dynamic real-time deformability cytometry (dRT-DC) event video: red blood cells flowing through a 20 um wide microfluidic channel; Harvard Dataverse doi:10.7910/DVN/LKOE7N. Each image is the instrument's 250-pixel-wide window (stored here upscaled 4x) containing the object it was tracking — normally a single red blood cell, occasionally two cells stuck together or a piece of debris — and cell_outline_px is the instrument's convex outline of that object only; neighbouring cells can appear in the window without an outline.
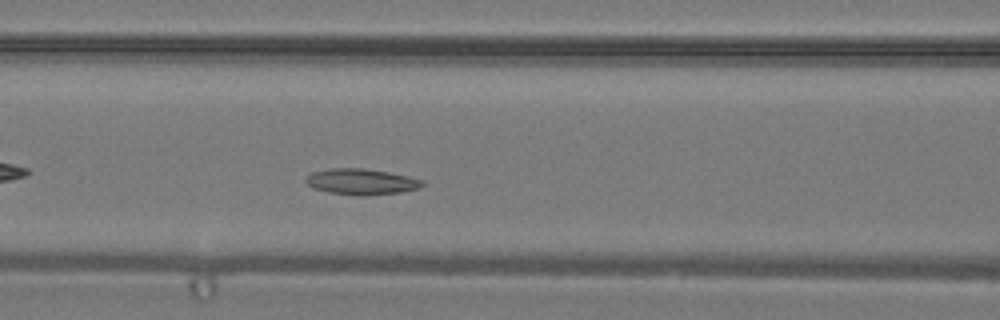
{"species": "common noctule bat (a hibernating species)", "species_latin": "Nyctalus noctula", "temperature_condition": "warm", "stored_images_in_passage": 33, "camera_frame_rate_fps": 3000, "um_per_image_px": 0.085, "animal": {"sex": "male", "body_mass_g": 19.2, "forearm_length_mm": 51.8}, "frame": {"image": 1, "passage_image": 10, "time_ms": 3.0, "image_size_px": [1000, 320], "cell_outline_px": [[424, 184], [420, 188], [400, 192], [364, 196], [328, 192], [312, 188], [304, 180], [312, 172], [328, 168], [364, 168], [388, 172], [408, 176], [424, 180]], "centroid_in_image_um": [30.71, 15.44], "position_along_channel_um": 135.9, "area_um2": 17.63}}
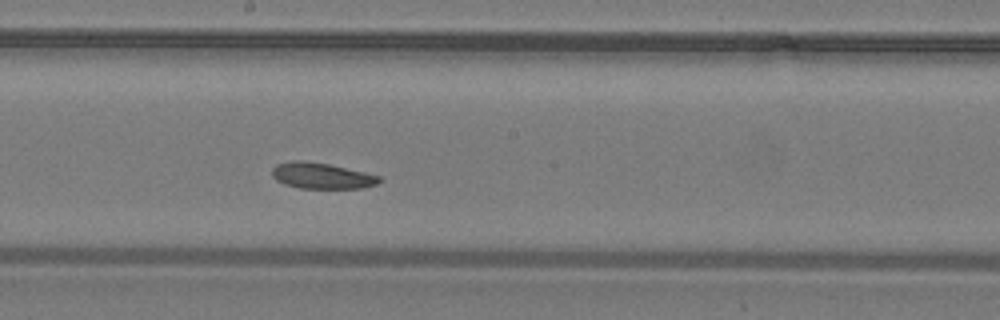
{"frame": {"image": 2, "passage_image": 15, "time_ms": 4.667, "image_size_px": [1000, 320], "cell_outline_px": [[384, 180], [376, 184], [364, 188], [300, 188], [284, 184], [276, 180], [272, 176], [272, 168], [276, 164], [292, 160], [304, 160], [328, 164], [364, 172], [380, 176]], "centroid_in_image_um": [27.33, 14.94], "position_along_channel_um": 220.9, "area_um2": 16.3}}
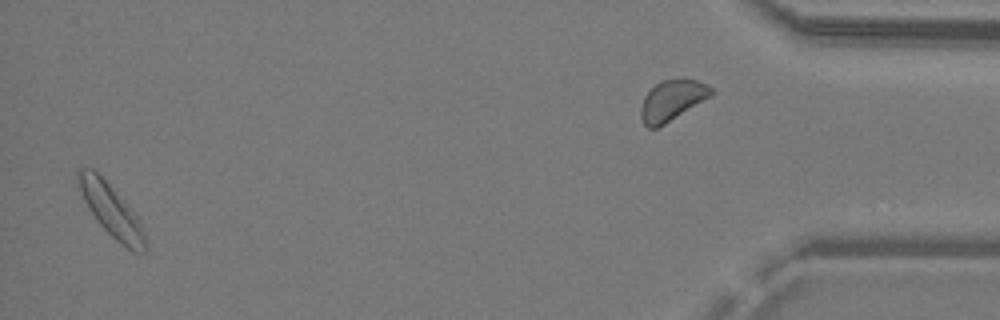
{"frame": {"image": 3, "passage_image": 32, "time_ms": 10.333, "image_size_px": [1000, 320], "cell_outline_px": [[148, 248], [144, 252], [132, 252], [116, 240], [100, 224], [88, 208], [84, 200], [76, 180], [76, 172], [80, 168], [92, 168], [132, 208], [140, 224]], "centroid_in_image_um": [9.44, 17.89], "position_along_channel_um": 425.8, "area_um2": 20.0}}